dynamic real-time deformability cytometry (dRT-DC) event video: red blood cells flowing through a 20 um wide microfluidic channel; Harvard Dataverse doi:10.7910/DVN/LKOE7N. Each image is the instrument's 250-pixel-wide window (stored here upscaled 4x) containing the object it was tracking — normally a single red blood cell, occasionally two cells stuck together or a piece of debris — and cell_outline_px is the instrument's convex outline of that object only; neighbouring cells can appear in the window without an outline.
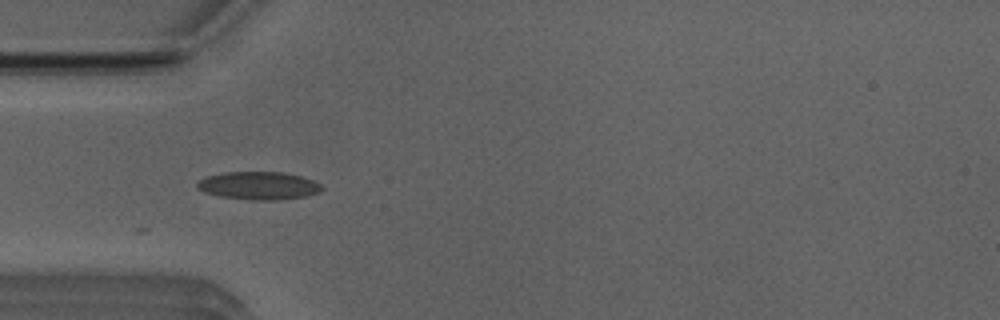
{"species": "Egyptian fruit bat (a non-hibernating species)", "species_latin": "Rousettus aegyptiacus", "temperature_condition": "room temperature", "stored_images_in_passage": 26, "camera_frame_rate_fps": 3000, "um_per_image_px": 0.085, "animal": {"sex": "male"}, "frame": {"image": 1, "passage_image": 1, "time_ms": 0.0, "image_size_px": [1000, 320], "cell_outline_px": [[324, 188], [320, 192], [304, 196], [280, 200], [252, 200], [220, 196], [204, 192], [196, 188], [196, 184], [200, 180], [208, 176], [228, 172], [284, 172], [300, 176], [312, 180], [320, 184]], "centroid_in_image_um": [22.0, 15.78], "position_along_channel_um": 63.0, "area_um2": 20.17}}
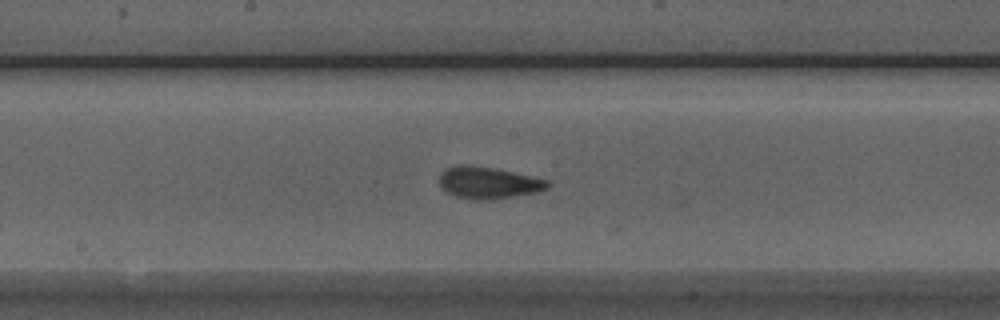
{"frame": {"image": 2, "passage_image": 12, "time_ms": 3.667, "image_size_px": [1000, 320], "cell_outline_px": [[552, 184], [548, 188], [536, 192], [512, 196], [484, 200], [476, 200], [456, 196], [440, 188], [440, 172], [444, 168], [460, 164], [492, 168], [512, 172], [548, 180]], "centroid_in_image_um": [41.48, 15.53], "position_along_channel_um": 206.7, "area_um2": 19.83}}
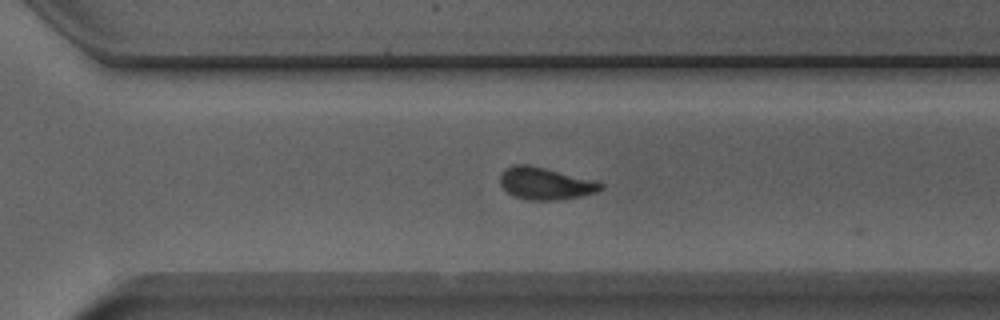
{"frame": {"image": 3, "passage_image": 21, "time_ms": 6.667, "image_size_px": [1000, 320], "cell_outline_px": [[604, 188], [596, 192], [580, 196], [560, 200], [528, 200], [512, 196], [500, 184], [500, 172], [516, 164], [528, 164], [596, 180], [604, 184]], "centroid_in_image_um": [46.37, 15.6], "position_along_channel_um": 324.2, "area_um2": 18.96}}